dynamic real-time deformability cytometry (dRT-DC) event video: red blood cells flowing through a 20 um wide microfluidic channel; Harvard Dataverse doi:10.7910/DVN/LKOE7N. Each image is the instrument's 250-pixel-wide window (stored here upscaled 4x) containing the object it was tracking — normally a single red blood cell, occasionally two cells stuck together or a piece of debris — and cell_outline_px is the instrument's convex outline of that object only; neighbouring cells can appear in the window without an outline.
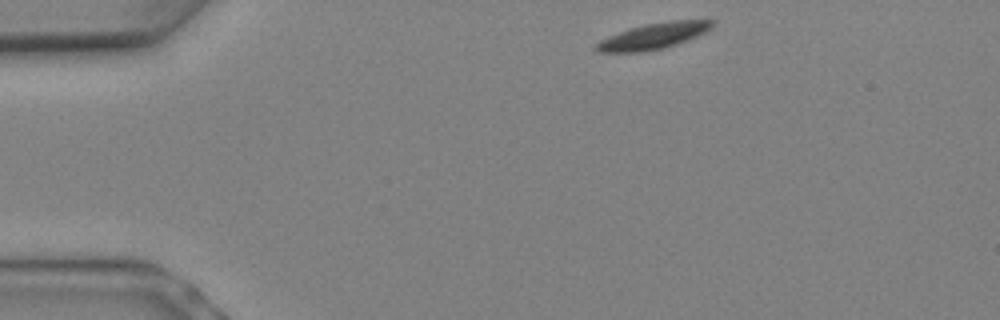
{"species": "Egyptian fruit bat (a non-hibernating species)", "species_latin": "Rousettus aegyptiacus", "temperature_condition": "warm", "stored_images_in_passage": 5, "camera_frame_rate_fps": 3000, "um_per_image_px": 0.085, "animal": {"sex": "female"}, "frame": {"image": 1, "passage_image": 1, "time_ms": 0.0, "image_size_px": [1000, 320], "cell_outline_px": [[716, 24], [712, 28], [688, 40], [664, 48], [640, 52], [600, 52], [596, 48], [596, 44], [600, 40], [628, 28], [644, 24], [676, 20], [716, 20]], "centroid_in_image_um": [55.59, 3.05], "position_along_channel_um": 29.4, "area_um2": 17.46}}
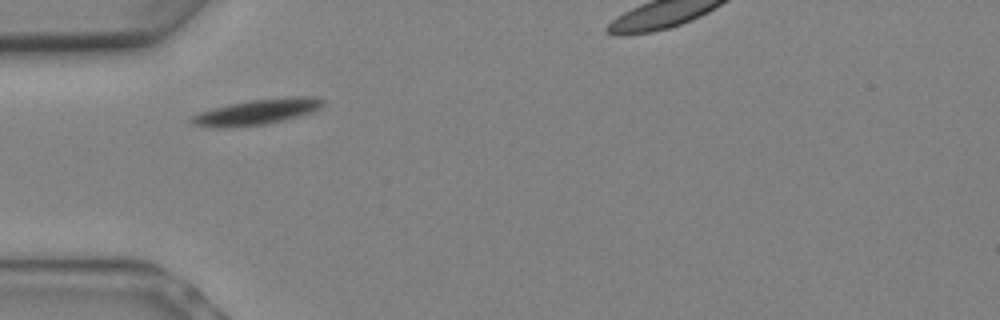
{"frame": {"image": 2, "passage_image": 4, "time_ms": 1.0, "image_size_px": [1000, 320], "cell_outline_px": [[324, 104], [320, 108], [312, 112], [284, 120], [264, 124], [216, 128], [192, 124], [188, 120], [192, 116], [200, 112], [228, 104], [252, 100], [292, 96], [312, 96], [324, 100]], "centroid_in_image_um": [21.85, 9.5], "position_along_channel_um": 63.1, "area_um2": 19.36}}